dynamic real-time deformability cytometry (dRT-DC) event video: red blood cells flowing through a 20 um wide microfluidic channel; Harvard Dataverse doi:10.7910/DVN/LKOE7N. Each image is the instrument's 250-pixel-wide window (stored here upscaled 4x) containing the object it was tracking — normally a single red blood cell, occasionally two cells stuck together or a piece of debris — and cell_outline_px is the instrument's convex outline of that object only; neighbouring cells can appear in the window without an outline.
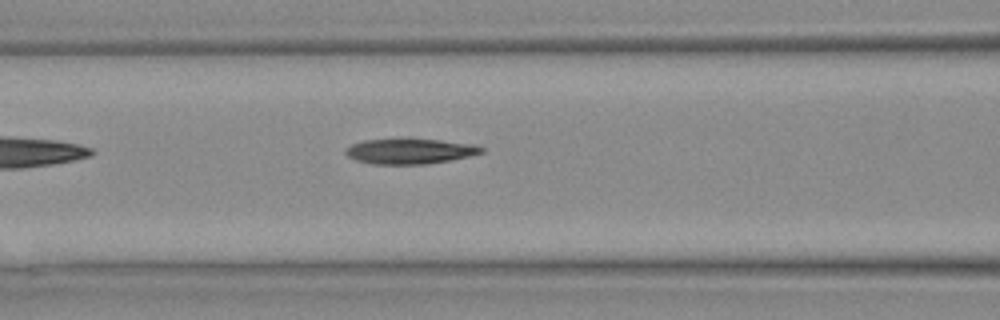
{"species": "Egyptian fruit bat (a non-hibernating species)", "species_latin": "Rousettus aegyptiacus", "temperature_condition": "warm", "stored_images_in_passage": 6, "camera_frame_rate_fps": 3000, "um_per_image_px": 0.085, "animal": {"sex": "female"}, "frame": {"image": 1, "passage_image": 4, "time_ms": 1.0, "image_size_px": [1000, 320], "cell_outline_px": [[484, 152], [452, 160], [428, 164], [372, 164], [356, 160], [348, 156], [344, 152], [344, 148], [352, 144], [364, 140], [440, 140], [472, 144], [484, 148]], "centroid_in_image_um": [34.83, 12.87], "position_along_channel_um": 131.8, "area_um2": 19.71}}
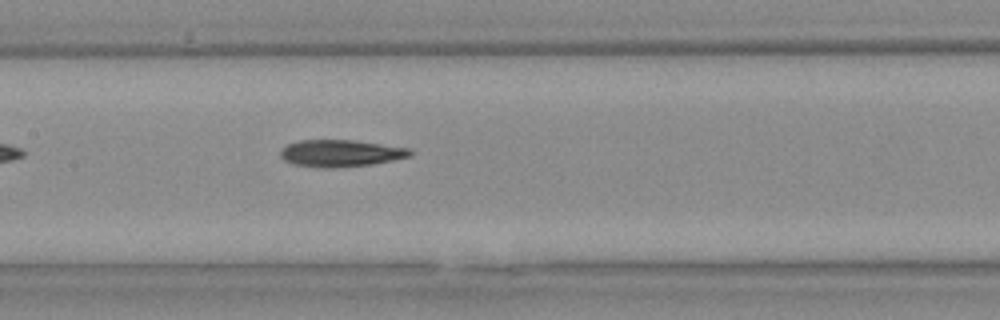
{"frame": {"image": 2, "passage_image": 6, "time_ms": 1.667, "image_size_px": [1000, 320], "cell_outline_px": [[412, 156], [372, 164], [292, 164], [284, 160], [280, 156], [280, 152], [288, 144], [300, 140], [352, 140], [412, 148]], "centroid_in_image_um": [29.03, 12.96], "position_along_channel_um": 178.4, "area_um2": 19.07}}